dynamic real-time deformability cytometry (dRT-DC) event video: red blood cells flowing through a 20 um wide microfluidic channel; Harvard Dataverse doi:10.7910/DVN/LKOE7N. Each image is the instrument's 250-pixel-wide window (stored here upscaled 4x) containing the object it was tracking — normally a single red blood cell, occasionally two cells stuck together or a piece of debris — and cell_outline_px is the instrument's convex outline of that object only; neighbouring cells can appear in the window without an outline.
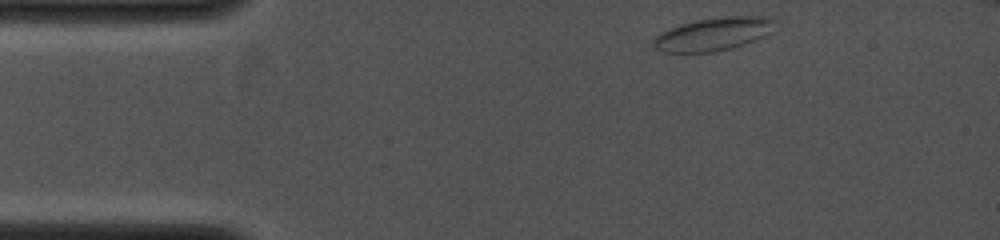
{"species": "common noctule bat (a hibernating species)", "species_latin": "Nyctalus noctula", "temperature_condition": "cold", "stored_images_in_passage": 43, "camera_frame_rate_fps": 4000, "um_per_image_px": 0.085, "animal": {"sex": "female", "body_mass_g": 19.0, "forearm_length_mm": 53.3}, "frame": {"image": 1, "passage_image": 1, "time_ms": 0.0, "image_size_px": [1000, 240], "cell_outline_px": [[776, 20], [768, 32], [764, 36], [744, 44], [732, 48], [716, 52], [660, 52], [652, 44], [652, 40], [660, 32], [680, 24], [696, 20], [724, 16], [776, 16]], "centroid_in_image_um": [60.62, 2.89], "position_along_channel_um": 24.4, "area_um2": 23.52}}
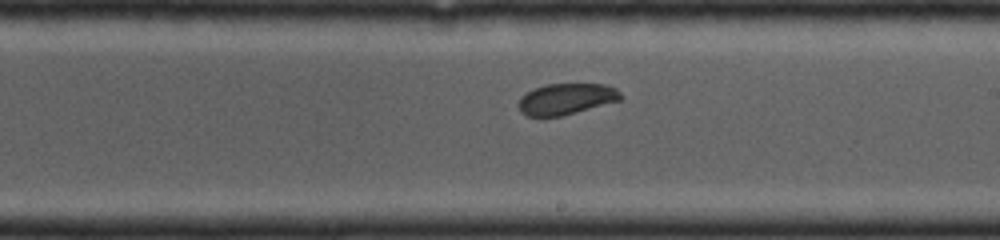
{"frame": {"image": 2, "passage_image": 25, "time_ms": 6.0, "image_size_px": [1000, 240], "cell_outline_px": [[624, 96], [620, 100], [576, 112], [560, 116], [528, 116], [520, 112], [516, 104], [528, 92], [544, 84], [604, 84], [616, 88]], "centroid_in_image_um": [48.14, 8.41], "position_along_channel_um": 240.9, "area_um2": 18.38}}
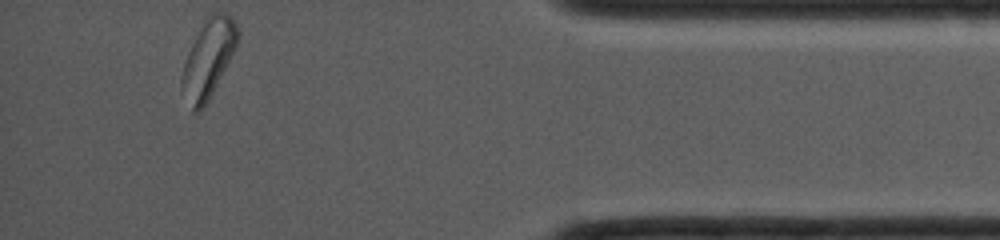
{"frame": {"image": 3, "passage_image": 43, "time_ms": 10.5, "image_size_px": [1000, 240], "cell_outline_px": [[240, 36], [236, 48], [208, 100], [196, 112], [192, 112], [180, 88], [180, 80], [184, 60], [196, 36], [208, 16], [212, 12], [224, 12], [232, 16], [240, 32]], "centroid_in_image_um": [17.71, 4.96], "position_along_channel_um": 417.5, "area_um2": 25.2}}